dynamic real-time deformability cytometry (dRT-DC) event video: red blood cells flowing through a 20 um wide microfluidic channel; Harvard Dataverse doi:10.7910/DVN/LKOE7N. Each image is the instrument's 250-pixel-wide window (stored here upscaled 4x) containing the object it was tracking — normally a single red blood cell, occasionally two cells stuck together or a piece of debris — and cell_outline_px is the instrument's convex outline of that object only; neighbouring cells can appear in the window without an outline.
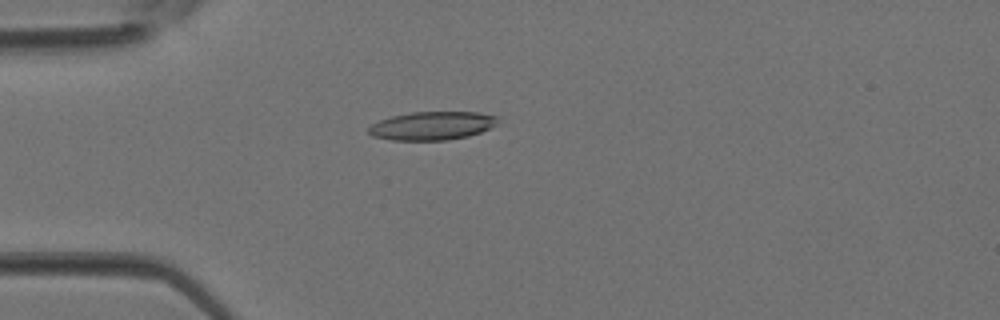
{"species": "Egyptian fruit bat (a non-hibernating species)", "species_latin": "Rousettus aegyptiacus", "temperature_condition": "room temperature", "stored_images_in_passage": 3, "camera_frame_rate_fps": 3000, "um_per_image_px": 0.085, "animal": {"sex": "female"}, "frame": {"image": 1, "passage_image": 3, "time_ms": 0.667, "image_size_px": [1000, 320], "cell_outline_px": [[500, 124], [480, 132], [468, 136], [448, 140], [392, 140], [372, 136], [368, 132], [368, 128], [372, 124], [380, 120], [392, 116], [412, 112], [480, 112], [500, 116]], "centroid_in_image_um": [36.8, 10.68], "position_along_channel_um": 48.2, "area_um2": 21.62}}